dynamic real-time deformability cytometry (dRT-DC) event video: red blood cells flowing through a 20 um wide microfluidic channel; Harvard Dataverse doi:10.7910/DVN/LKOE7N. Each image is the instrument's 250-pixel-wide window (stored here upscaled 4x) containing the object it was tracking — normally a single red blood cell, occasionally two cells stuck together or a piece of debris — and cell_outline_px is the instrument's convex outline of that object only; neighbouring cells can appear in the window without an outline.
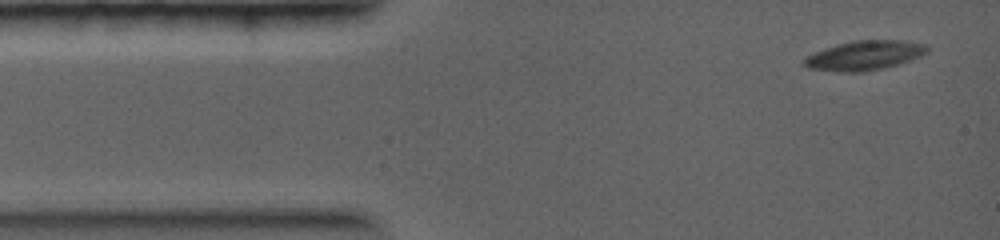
{"species": "common noctule bat (a hibernating species)", "species_latin": "Nyctalus noctula", "temperature_condition": "warm", "stored_images_in_passage": 35, "camera_frame_rate_fps": 5000, "um_per_image_px": 0.085, "animal": {"sex": "female", "body_mass_g": 19.0, "forearm_length_mm": 56.7}, "frame": {"image": 1, "passage_image": 1, "time_ms": 0.0, "image_size_px": [1000, 240], "cell_outline_px": [[928, 52], [920, 56], [896, 64], [864, 72], [840, 72], [808, 68], [804, 64], [804, 60], [808, 56], [816, 52], [836, 44], [852, 40], [900, 40], [924, 44], [928, 48]], "centroid_in_image_um": [73.47, 4.7], "position_along_channel_um": 11.5, "area_um2": 20.75}}
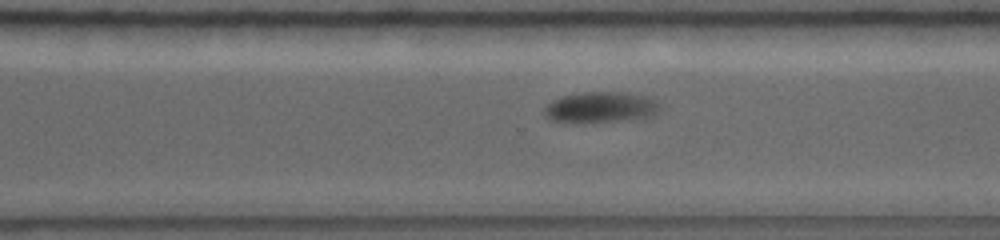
{"frame": {"image": 2, "passage_image": 24, "time_ms": 7.4, "image_size_px": [1000, 240], "cell_outline_px": [[660, 112], [652, 116], [592, 124], [552, 120], [544, 116], [544, 108], [552, 100], [564, 96], [584, 92], [628, 92], [648, 96], [656, 100], [660, 108]], "centroid_in_image_um": [51.08, 9.13], "position_along_channel_um": 319.5, "area_um2": 21.1}}
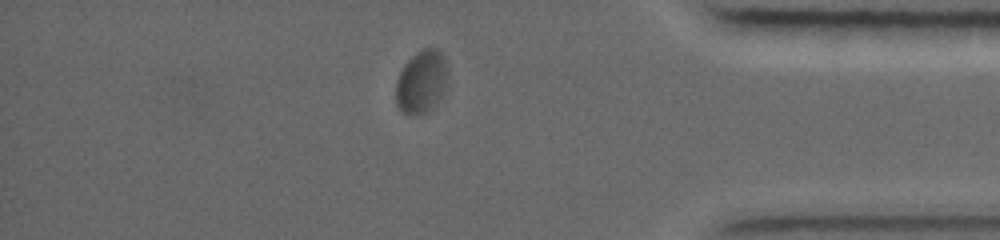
{"frame": {"image": 3, "passage_image": 30, "time_ms": 9.4, "image_size_px": [1000, 240], "cell_outline_px": [[444, 84], [440, 96], [436, 104], [428, 112], [416, 116], [412, 116], [400, 112], [396, 104], [396, 80], [404, 64], [416, 52], [424, 48], [440, 48], [444, 56]], "centroid_in_image_um": [35.75, 6.98], "position_along_channel_um": 399.4, "area_um2": 18.84}}